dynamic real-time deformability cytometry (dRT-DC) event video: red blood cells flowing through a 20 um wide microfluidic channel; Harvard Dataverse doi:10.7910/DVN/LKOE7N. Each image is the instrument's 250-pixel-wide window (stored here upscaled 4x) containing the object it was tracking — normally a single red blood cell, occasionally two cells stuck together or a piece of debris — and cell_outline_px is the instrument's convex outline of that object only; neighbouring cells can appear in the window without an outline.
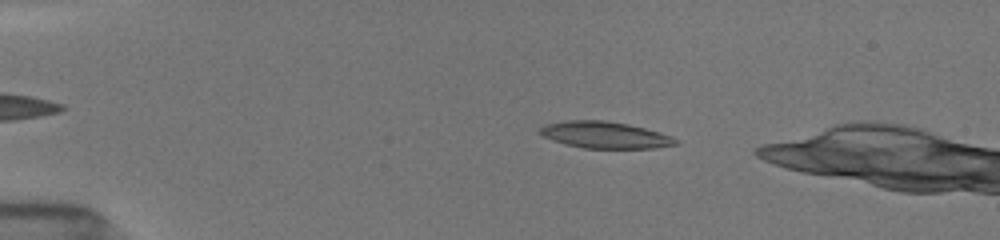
{"species": "common noctule bat (a hibernating species)", "species_latin": "Nyctalus noctula", "temperature_condition": "room temperature", "stored_images_in_passage": 31, "camera_frame_rate_fps": 3000, "um_per_image_px": 0.085, "animal": {"sex": "female", "body_mass_g": 19.5, "forearm_length_mm": 54.1}, "frame": {"image": 1, "passage_image": 3, "time_ms": 1.333, "image_size_px": [1000, 240], "cell_outline_px": [[680, 144], [656, 148], [584, 148], [552, 140], [536, 132], [544, 124], [568, 120], [604, 120], [628, 124], [660, 132], [672, 136], [680, 140]], "centroid_in_image_um": [51.45, 11.47], "position_along_channel_um": 33.5, "area_um2": 21.21}}
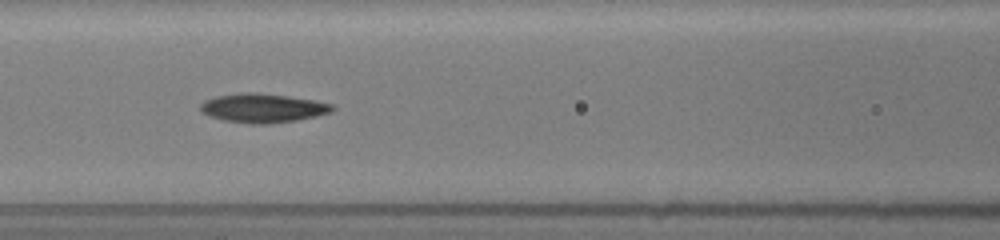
{"frame": {"image": 2, "passage_image": 12, "time_ms": 5.667, "image_size_px": [1000, 240], "cell_outline_px": [[336, 108], [332, 112], [316, 116], [296, 120], [268, 124], [252, 124], [224, 120], [208, 116], [200, 112], [200, 104], [204, 100], [216, 96], [240, 92], [256, 92], [288, 96], [312, 100], [332, 104]], "centroid_in_image_um": [22.3, 9.18], "position_along_channel_um": 144.3, "area_um2": 22.43}}
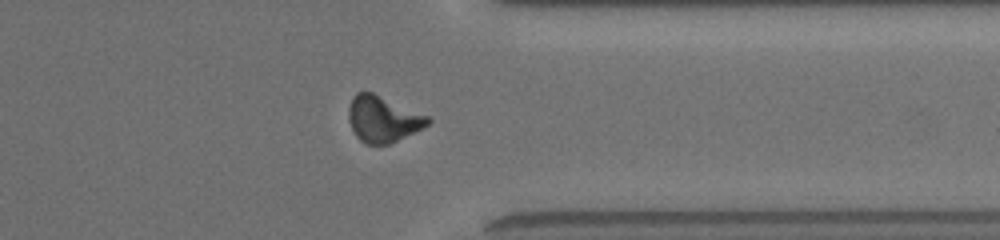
{"frame": {"image": 3, "passage_image": 26, "time_ms": 11.667, "image_size_px": [1000, 240], "cell_outline_px": [[432, 120], [428, 124], [388, 144], [368, 144], [360, 140], [356, 136], [348, 120], [348, 108], [352, 96], [356, 92], [372, 92], [428, 116]], "centroid_in_image_um": [32.49, 10.1], "position_along_channel_um": 378.9, "area_um2": 20.87}}